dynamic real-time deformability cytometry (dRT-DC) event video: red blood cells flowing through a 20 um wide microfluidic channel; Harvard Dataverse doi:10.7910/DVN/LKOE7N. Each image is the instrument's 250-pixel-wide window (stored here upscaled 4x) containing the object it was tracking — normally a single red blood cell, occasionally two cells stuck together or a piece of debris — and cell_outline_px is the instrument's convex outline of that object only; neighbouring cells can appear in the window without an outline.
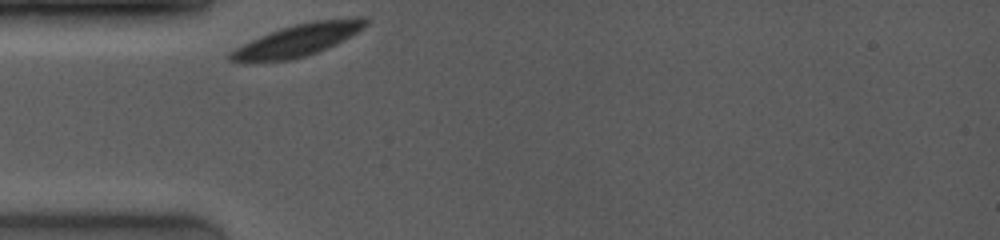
{"species": "common noctule bat (a hibernating species)", "species_latin": "Nyctalus noctula", "temperature_condition": "room temperature", "stored_images_in_passage": 3, "camera_frame_rate_fps": 4000, "um_per_image_px": 0.085, "animal": {"sex": "female", "body_mass_g": 19.0, "forearm_length_mm": 53.3}, "frame": {"image": 1, "passage_image": 1, "time_ms": 0.0, "image_size_px": [1000, 240], "cell_outline_px": [[368, 24], [364, 28], [336, 44], [328, 48], [304, 56], [288, 60], [244, 64], [240, 64], [228, 60], [228, 52], [260, 36], [280, 28], [312, 20], [356, 16], [364, 16], [368, 20]], "centroid_in_image_um": [25.29, 3.42], "position_along_channel_um": 59.7, "area_um2": 25.84}}